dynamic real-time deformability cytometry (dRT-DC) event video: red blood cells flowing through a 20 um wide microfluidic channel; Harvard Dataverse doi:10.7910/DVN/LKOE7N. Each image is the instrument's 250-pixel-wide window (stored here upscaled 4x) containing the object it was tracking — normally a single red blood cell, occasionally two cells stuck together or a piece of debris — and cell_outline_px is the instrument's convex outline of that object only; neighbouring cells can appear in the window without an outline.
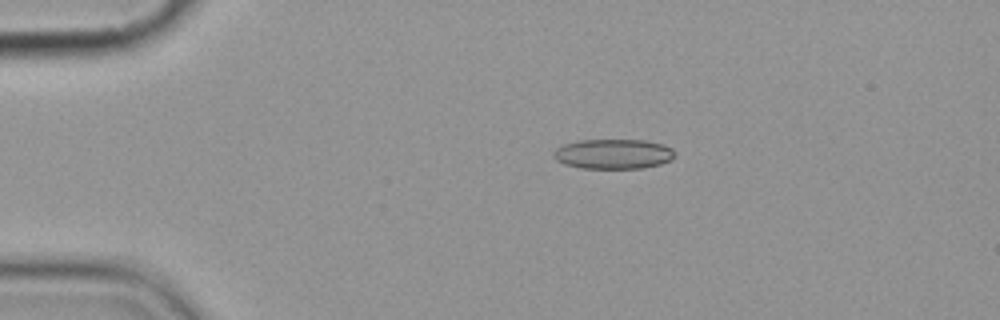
{"species": "common noctule bat (a hibernating species)", "species_latin": "Nyctalus noctula", "temperature_condition": "cold", "stored_images_in_passage": 9, "camera_frame_rate_fps": 3000, "um_per_image_px": 0.085, "animal": {"sex": "female", "body_mass_g": 19.9}, "frame": {"image": 1, "passage_image": 4, "time_ms": 3.333, "image_size_px": [1000, 320], "cell_outline_px": [[676, 156], [660, 164], [640, 168], [580, 168], [564, 164], [556, 160], [552, 156], [552, 152], [556, 148], [564, 144], [580, 140], [644, 140], [664, 144], [672, 148], [676, 152]], "centroid_in_image_um": [52.12, 13.08], "position_along_channel_um": 32.9, "area_um2": 21.21}}
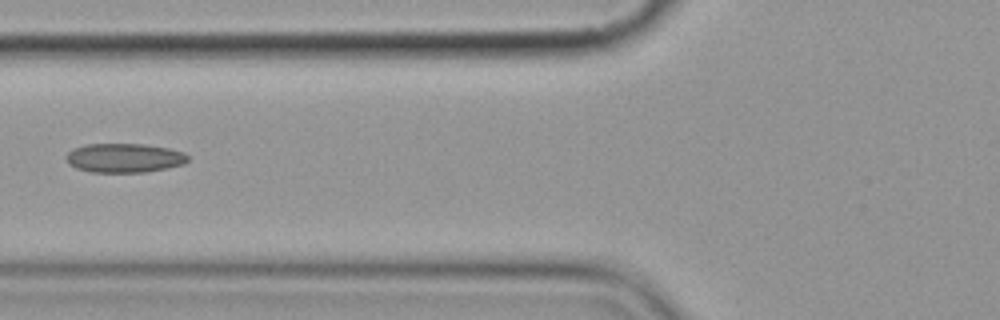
{"frame": {"image": 2, "passage_image": 7, "time_ms": 7.0, "image_size_px": [1000, 320], "cell_outline_px": [[188, 160], [184, 164], [144, 172], [92, 172], [76, 168], [68, 164], [64, 156], [72, 148], [84, 144], [144, 144], [168, 148], [184, 152], [188, 156]], "centroid_in_image_um": [10.52, 13.41], "position_along_channel_um": 115.3, "area_um2": 20.75}}
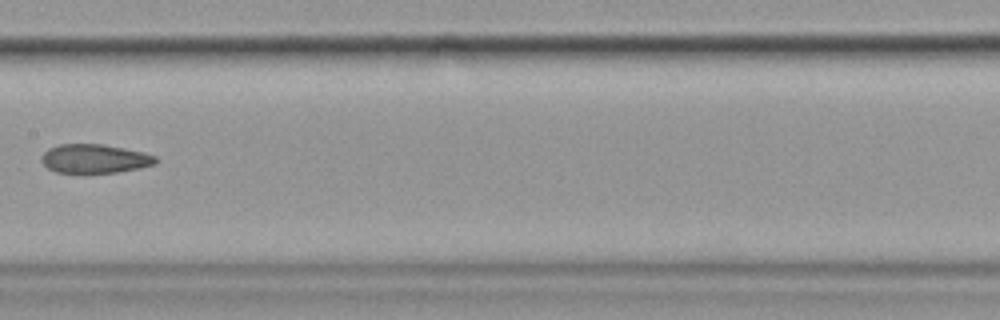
{"frame": {"image": 3, "passage_image": 9, "time_ms": 9.333, "image_size_px": [1000, 320], "cell_outline_px": [[160, 160], [156, 164], [116, 172], [56, 172], [48, 168], [40, 160], [40, 156], [48, 148], [60, 144], [104, 144], [144, 152], [156, 156]], "centroid_in_image_um": [8.05, 13.47], "position_along_channel_um": 199.4, "area_um2": 19.19}}